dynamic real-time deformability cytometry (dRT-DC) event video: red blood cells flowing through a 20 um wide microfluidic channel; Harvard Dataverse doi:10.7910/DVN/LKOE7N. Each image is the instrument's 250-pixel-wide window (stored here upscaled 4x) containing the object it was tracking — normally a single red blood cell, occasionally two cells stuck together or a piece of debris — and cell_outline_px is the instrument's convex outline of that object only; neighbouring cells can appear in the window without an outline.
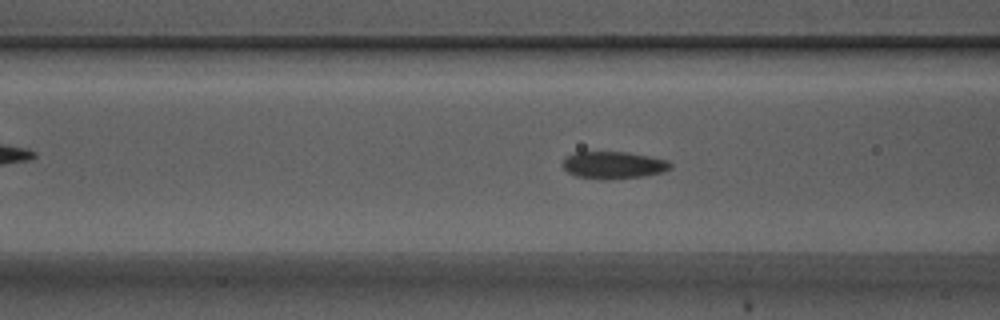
{"species": "Egyptian fruit bat (a non-hibernating species)", "species_latin": "Rousettus aegyptiacus", "temperature_condition": "warm", "stored_images_in_passage": 57, "camera_frame_rate_fps": 3000, "um_per_image_px": 0.085, "animal": {"sex": "male"}, "frame": {"image": 1, "passage_image": 22, "time_ms": 7.0, "image_size_px": [1000, 320], "cell_outline_px": [[672, 168], [664, 172], [644, 176], [608, 180], [600, 180], [576, 176], [568, 172], [564, 168], [564, 160], [568, 156], [576, 152], [628, 152], [668, 160], [672, 164]], "centroid_in_image_um": [52.19, 14.05], "position_along_channel_um": 114.4, "area_um2": 17.17}}
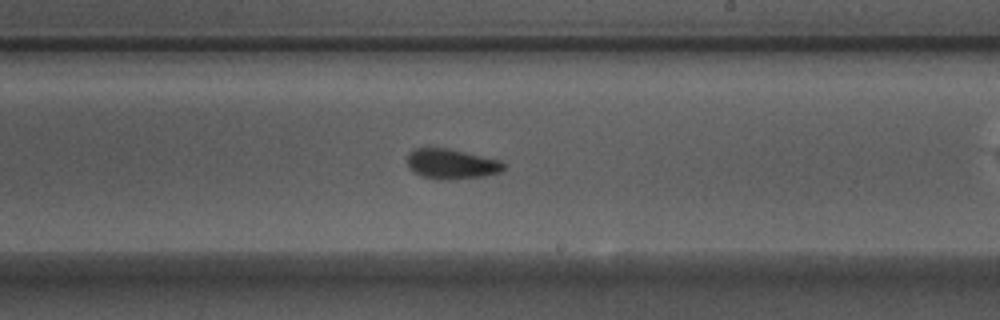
{"frame": {"image": 2, "passage_image": 33, "time_ms": 10.667, "image_size_px": [1000, 320], "cell_outline_px": [[508, 164], [500, 172], [484, 176], [448, 180], [440, 180], [420, 176], [412, 172], [408, 168], [408, 152], [412, 148], [448, 148], [500, 160]], "centroid_in_image_um": [38.35, 13.94], "position_along_channel_um": 250.6, "area_um2": 17.17}}
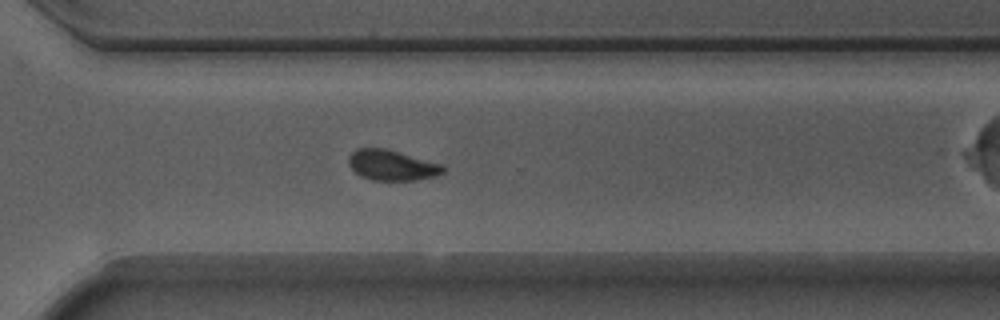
{"frame": {"image": 3, "passage_image": 40, "time_ms": 13.0, "image_size_px": [1000, 320], "cell_outline_px": [[444, 172], [436, 176], [416, 180], [372, 180], [360, 176], [348, 164], [348, 156], [356, 148], [384, 148], [440, 164], [444, 168]], "centroid_in_image_um": [33.26, 14.05], "position_along_channel_um": 337.3, "area_um2": 16.53}, "authors_computed_cell_mechanics": {"area_um2": 16.6464, "velocity_mm_per_s": 3.7169, "shape_relaxation_time_tau1_ms": 8.5714, "shape_relaxation_time_tau2_ms": 1.8626, "deformation_change_tau1": 0.1369, "deformation_change_tau2": 0.0635}}